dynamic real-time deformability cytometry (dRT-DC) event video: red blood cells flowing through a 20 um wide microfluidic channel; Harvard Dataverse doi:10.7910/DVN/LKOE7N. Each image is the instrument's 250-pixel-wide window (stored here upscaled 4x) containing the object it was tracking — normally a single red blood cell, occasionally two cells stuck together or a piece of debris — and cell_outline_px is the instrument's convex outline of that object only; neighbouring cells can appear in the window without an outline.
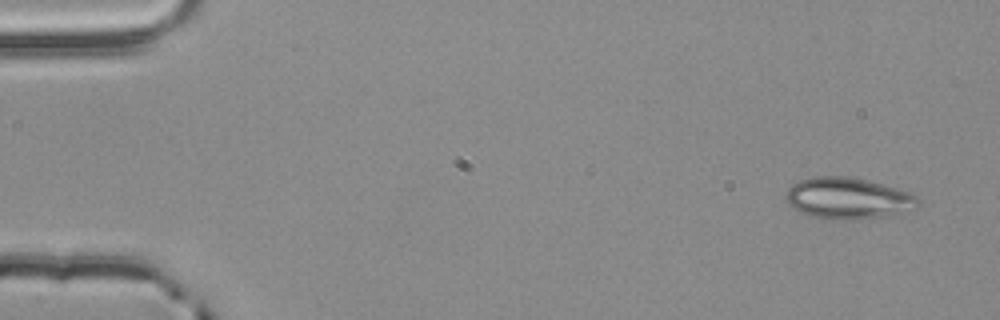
{"species": "common noctule bat (a hibernating species)", "species_latin": "Nyctalus noctula", "temperature_condition": "room temperature", "stored_images_in_passage": 52, "camera_frame_rate_fps": 3000, "um_per_image_px": 0.085, "animal": {"sex": "male", "body_mass_g": 20.4}, "frame": {"image": 1, "passage_image": 1, "time_ms": 0.0, "image_size_px": [1000, 320], "cell_outline_px": [[920, 200], [916, 208], [892, 216], [840, 220], [808, 216], [792, 208], [788, 204], [784, 196], [784, 192], [792, 184], [800, 180], [816, 176], [848, 176], [868, 180], [912, 192]], "centroid_in_image_um": [72.08, 16.85], "position_along_channel_um": 12.9, "area_um2": 32.37}}
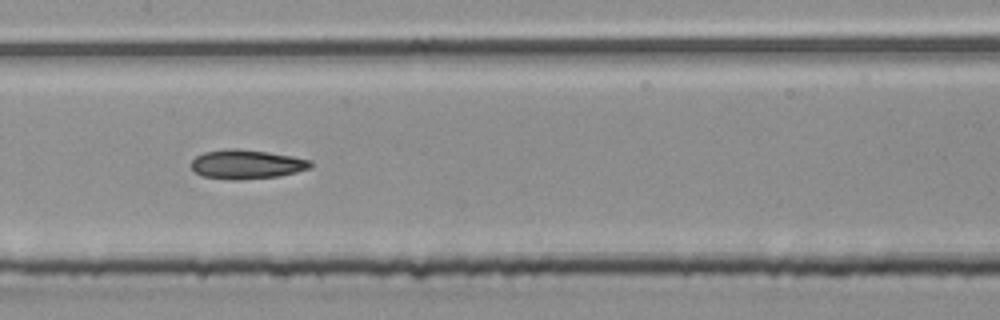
{"frame": {"image": 2, "passage_image": 25, "time_ms": 8.0, "image_size_px": [1000, 320], "cell_outline_px": [[312, 168], [296, 172], [276, 176], [240, 180], [232, 180], [200, 176], [192, 168], [192, 160], [196, 156], [204, 152], [228, 148], [240, 148], [268, 152], [292, 156], [312, 160]], "centroid_in_image_um": [20.96, 13.96], "position_along_channel_um": 186.4, "area_um2": 20.4}}
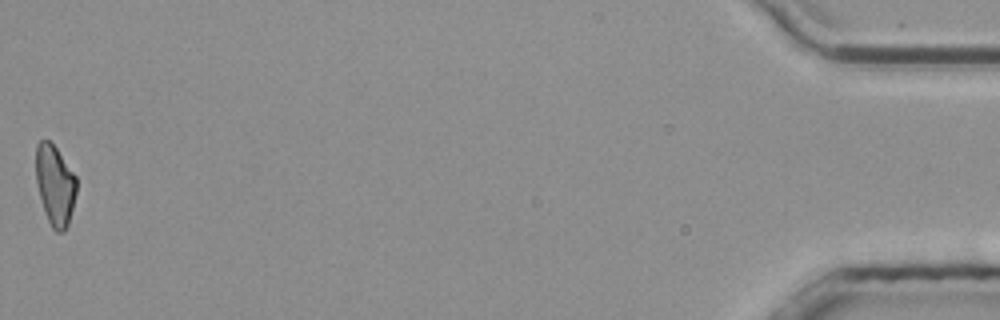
{"frame": {"image": 3, "passage_image": 52, "time_ms": 17.0, "image_size_px": [1000, 320], "cell_outline_px": [[76, 192], [68, 224], [64, 232], [56, 232], [52, 228], [44, 212], [36, 180], [36, 144], [40, 140], [48, 140], [56, 148], [76, 176]], "centroid_in_image_um": [4.67, 15.74], "position_along_channel_um": 430.5, "area_um2": 18.79}, "authors_computed_cell_mechanics": {"area_um2": 19.9988, "velocity_mm_per_s": 3.8625, "shape_relaxation_time_tau1_ms": null, "shape_relaxation_time_tau2_ms": 7.5561, "deformation_change_tau1": null, "deformation_change_tau2": 0.1668}}